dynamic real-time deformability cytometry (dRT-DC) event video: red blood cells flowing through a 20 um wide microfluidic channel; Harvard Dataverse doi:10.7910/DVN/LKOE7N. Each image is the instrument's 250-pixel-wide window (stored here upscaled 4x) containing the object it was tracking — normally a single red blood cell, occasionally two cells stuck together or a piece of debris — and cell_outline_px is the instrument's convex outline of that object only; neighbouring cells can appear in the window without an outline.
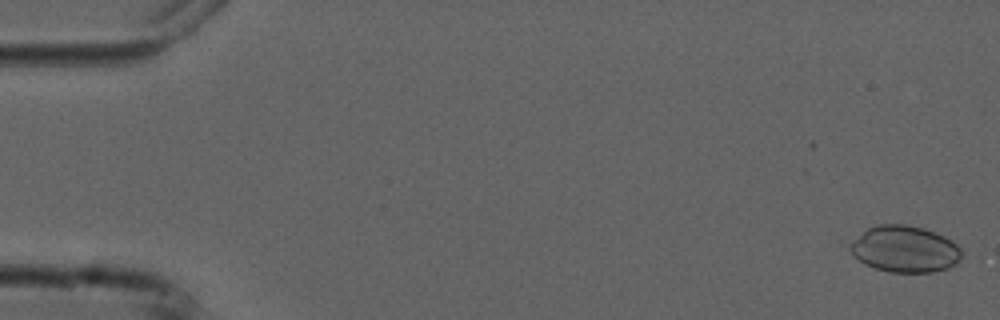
{"species": "common noctule bat (a hibernating species)", "species_latin": "Nyctalus noctula", "temperature_condition": "cold", "stored_images_in_passage": 7, "camera_frame_rate_fps": 3000, "um_per_image_px": 0.085, "animal": {"sex": "male", "forearm_length_mm": 52.5}, "frame": {"image": 1, "passage_image": 1, "time_ms": 0.0, "image_size_px": [1000, 320], "cell_outline_px": [[964, 256], [956, 264], [948, 268], [932, 272], [888, 272], [864, 264], [848, 248], [848, 244], [852, 240], [868, 228], [876, 224], [908, 224], [924, 228], [944, 236], [952, 240], [960, 248]], "centroid_in_image_um": [76.93, 21.16], "position_along_channel_um": 8.1, "area_um2": 30.46}}